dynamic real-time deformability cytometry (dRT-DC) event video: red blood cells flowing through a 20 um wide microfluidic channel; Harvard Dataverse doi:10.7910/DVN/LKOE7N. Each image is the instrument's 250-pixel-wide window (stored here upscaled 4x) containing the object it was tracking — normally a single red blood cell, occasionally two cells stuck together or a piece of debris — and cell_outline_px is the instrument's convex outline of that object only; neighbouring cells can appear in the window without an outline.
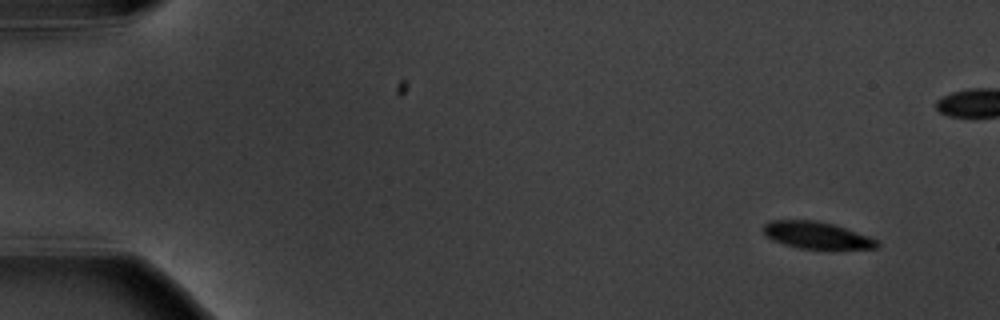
{"species": "common noctule bat (a hibernating species)", "species_latin": "Nyctalus noctula", "temperature_condition": "warm", "stored_images_in_passage": 8, "segment_of_instrument_passage": [1, 2], "camera_frame_rate_fps": 3000, "um_per_image_px": 0.085, "animal": {"sex": "male", "body_mass_g": 20.1, "forearm_length_mm": 53.5}, "frame": {"image": 1, "passage_image": 1, "time_ms": 0.0, "image_size_px": [1000, 320], "cell_outline_px": [[880, 248], [800, 248], [784, 244], [772, 240], [764, 236], [764, 224], [772, 220], [816, 220], [832, 224], [868, 236], [876, 240], [880, 244]], "centroid_in_image_um": [69.37, 19.98], "position_along_channel_um": 15.6, "area_um2": 17.51}}
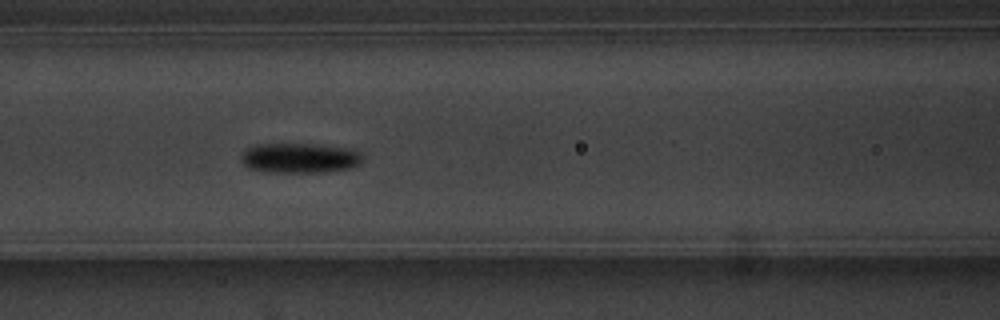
{"frame": {"image": 2, "passage_image": 7, "time_ms": 7.0, "image_size_px": [1000, 320], "cell_outline_px": [[364, 160], [360, 164], [352, 168], [324, 172], [264, 172], [248, 168], [240, 160], [240, 156], [248, 148], [256, 144], [320, 144], [352, 148], [360, 152], [364, 156]], "centroid_in_image_um": [25.53, 13.43], "position_along_channel_um": 141.1, "area_um2": 21.68}}